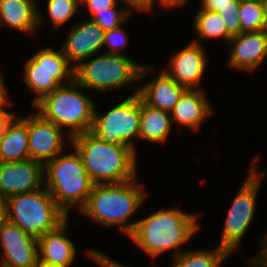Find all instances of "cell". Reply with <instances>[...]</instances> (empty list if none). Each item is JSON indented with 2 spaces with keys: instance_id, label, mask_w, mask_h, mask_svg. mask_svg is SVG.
I'll return each instance as SVG.
<instances>
[{
  "instance_id": "obj_35",
  "label": "cell",
  "mask_w": 267,
  "mask_h": 267,
  "mask_svg": "<svg viewBox=\"0 0 267 267\" xmlns=\"http://www.w3.org/2000/svg\"><path fill=\"white\" fill-rule=\"evenodd\" d=\"M160 5L162 4V6L164 7H178L183 5L187 0H157Z\"/></svg>"
},
{
  "instance_id": "obj_2",
  "label": "cell",
  "mask_w": 267,
  "mask_h": 267,
  "mask_svg": "<svg viewBox=\"0 0 267 267\" xmlns=\"http://www.w3.org/2000/svg\"><path fill=\"white\" fill-rule=\"evenodd\" d=\"M136 222L129 237L153 259L170 249L178 256L182 252L178 248L199 228L194 214L177 208H161Z\"/></svg>"
},
{
  "instance_id": "obj_40",
  "label": "cell",
  "mask_w": 267,
  "mask_h": 267,
  "mask_svg": "<svg viewBox=\"0 0 267 267\" xmlns=\"http://www.w3.org/2000/svg\"><path fill=\"white\" fill-rule=\"evenodd\" d=\"M4 219L3 201L0 200V222Z\"/></svg>"
},
{
  "instance_id": "obj_28",
  "label": "cell",
  "mask_w": 267,
  "mask_h": 267,
  "mask_svg": "<svg viewBox=\"0 0 267 267\" xmlns=\"http://www.w3.org/2000/svg\"><path fill=\"white\" fill-rule=\"evenodd\" d=\"M239 6L240 5H225L216 10L224 19L227 29V42H229L232 37L238 36L241 33Z\"/></svg>"
},
{
  "instance_id": "obj_33",
  "label": "cell",
  "mask_w": 267,
  "mask_h": 267,
  "mask_svg": "<svg viewBox=\"0 0 267 267\" xmlns=\"http://www.w3.org/2000/svg\"><path fill=\"white\" fill-rule=\"evenodd\" d=\"M124 4H129L130 7H126L130 13H133V9H139L138 11H150L153 7L152 4L155 0H120Z\"/></svg>"
},
{
  "instance_id": "obj_3",
  "label": "cell",
  "mask_w": 267,
  "mask_h": 267,
  "mask_svg": "<svg viewBox=\"0 0 267 267\" xmlns=\"http://www.w3.org/2000/svg\"><path fill=\"white\" fill-rule=\"evenodd\" d=\"M135 179L122 183L94 184L80 211L98 224L117 225L130 236L137 222L128 223L129 219L141 206L146 195Z\"/></svg>"
},
{
  "instance_id": "obj_41",
  "label": "cell",
  "mask_w": 267,
  "mask_h": 267,
  "mask_svg": "<svg viewBox=\"0 0 267 267\" xmlns=\"http://www.w3.org/2000/svg\"><path fill=\"white\" fill-rule=\"evenodd\" d=\"M6 86H5V84H4V82H3V79H2V77H1V75H0V88H5Z\"/></svg>"
},
{
  "instance_id": "obj_12",
  "label": "cell",
  "mask_w": 267,
  "mask_h": 267,
  "mask_svg": "<svg viewBox=\"0 0 267 267\" xmlns=\"http://www.w3.org/2000/svg\"><path fill=\"white\" fill-rule=\"evenodd\" d=\"M44 175V165L32 159L0 162V200L40 189Z\"/></svg>"
},
{
  "instance_id": "obj_25",
  "label": "cell",
  "mask_w": 267,
  "mask_h": 267,
  "mask_svg": "<svg viewBox=\"0 0 267 267\" xmlns=\"http://www.w3.org/2000/svg\"><path fill=\"white\" fill-rule=\"evenodd\" d=\"M194 27L202 39L223 37L227 41V29L222 16L211 10L201 9L194 19Z\"/></svg>"
},
{
  "instance_id": "obj_17",
  "label": "cell",
  "mask_w": 267,
  "mask_h": 267,
  "mask_svg": "<svg viewBox=\"0 0 267 267\" xmlns=\"http://www.w3.org/2000/svg\"><path fill=\"white\" fill-rule=\"evenodd\" d=\"M186 90L163 70L139 88L138 94L147 105L170 113Z\"/></svg>"
},
{
  "instance_id": "obj_30",
  "label": "cell",
  "mask_w": 267,
  "mask_h": 267,
  "mask_svg": "<svg viewBox=\"0 0 267 267\" xmlns=\"http://www.w3.org/2000/svg\"><path fill=\"white\" fill-rule=\"evenodd\" d=\"M118 0H80V3L87 5L90 10L91 18L98 12L108 11V8L114 7Z\"/></svg>"
},
{
  "instance_id": "obj_14",
  "label": "cell",
  "mask_w": 267,
  "mask_h": 267,
  "mask_svg": "<svg viewBox=\"0 0 267 267\" xmlns=\"http://www.w3.org/2000/svg\"><path fill=\"white\" fill-rule=\"evenodd\" d=\"M197 41H192L182 50L174 54L170 68L164 70L178 84L187 89H198L206 70L207 56ZM196 86V88H195Z\"/></svg>"
},
{
  "instance_id": "obj_5",
  "label": "cell",
  "mask_w": 267,
  "mask_h": 267,
  "mask_svg": "<svg viewBox=\"0 0 267 267\" xmlns=\"http://www.w3.org/2000/svg\"><path fill=\"white\" fill-rule=\"evenodd\" d=\"M57 155L44 165L46 188L56 204L69 215V208L82 209L94 186L79 153Z\"/></svg>"
},
{
  "instance_id": "obj_29",
  "label": "cell",
  "mask_w": 267,
  "mask_h": 267,
  "mask_svg": "<svg viewBox=\"0 0 267 267\" xmlns=\"http://www.w3.org/2000/svg\"><path fill=\"white\" fill-rule=\"evenodd\" d=\"M121 27L105 31L103 44L110 47L106 53L120 55L119 49L127 44L128 35Z\"/></svg>"
},
{
  "instance_id": "obj_8",
  "label": "cell",
  "mask_w": 267,
  "mask_h": 267,
  "mask_svg": "<svg viewBox=\"0 0 267 267\" xmlns=\"http://www.w3.org/2000/svg\"><path fill=\"white\" fill-rule=\"evenodd\" d=\"M74 70V65L68 61L61 48L58 51L51 47L40 49L29 58L22 77L27 87L36 93L33 104L59 87L72 83ZM64 82L68 84H62Z\"/></svg>"
},
{
  "instance_id": "obj_36",
  "label": "cell",
  "mask_w": 267,
  "mask_h": 267,
  "mask_svg": "<svg viewBox=\"0 0 267 267\" xmlns=\"http://www.w3.org/2000/svg\"><path fill=\"white\" fill-rule=\"evenodd\" d=\"M250 267H267V257L256 258L251 263H248Z\"/></svg>"
},
{
  "instance_id": "obj_20",
  "label": "cell",
  "mask_w": 267,
  "mask_h": 267,
  "mask_svg": "<svg viewBox=\"0 0 267 267\" xmlns=\"http://www.w3.org/2000/svg\"><path fill=\"white\" fill-rule=\"evenodd\" d=\"M35 0H0V23L33 33L41 24V15Z\"/></svg>"
},
{
  "instance_id": "obj_7",
  "label": "cell",
  "mask_w": 267,
  "mask_h": 267,
  "mask_svg": "<svg viewBox=\"0 0 267 267\" xmlns=\"http://www.w3.org/2000/svg\"><path fill=\"white\" fill-rule=\"evenodd\" d=\"M123 54L105 53L90 61L80 62L74 70V80L82 88L95 90L122 88L150 72Z\"/></svg>"
},
{
  "instance_id": "obj_19",
  "label": "cell",
  "mask_w": 267,
  "mask_h": 267,
  "mask_svg": "<svg viewBox=\"0 0 267 267\" xmlns=\"http://www.w3.org/2000/svg\"><path fill=\"white\" fill-rule=\"evenodd\" d=\"M66 220L57 229L47 232L38 238L39 260L52 264L71 266L76 248L65 235Z\"/></svg>"
},
{
  "instance_id": "obj_6",
  "label": "cell",
  "mask_w": 267,
  "mask_h": 267,
  "mask_svg": "<svg viewBox=\"0 0 267 267\" xmlns=\"http://www.w3.org/2000/svg\"><path fill=\"white\" fill-rule=\"evenodd\" d=\"M69 85L45 95L34 106L45 120L61 129L69 127L67 134L71 139L91 130L96 108L92 99L78 90L81 86L75 80Z\"/></svg>"
},
{
  "instance_id": "obj_26",
  "label": "cell",
  "mask_w": 267,
  "mask_h": 267,
  "mask_svg": "<svg viewBox=\"0 0 267 267\" xmlns=\"http://www.w3.org/2000/svg\"><path fill=\"white\" fill-rule=\"evenodd\" d=\"M79 4L80 0H48V13L54 28L67 22L78 11Z\"/></svg>"
},
{
  "instance_id": "obj_9",
  "label": "cell",
  "mask_w": 267,
  "mask_h": 267,
  "mask_svg": "<svg viewBox=\"0 0 267 267\" xmlns=\"http://www.w3.org/2000/svg\"><path fill=\"white\" fill-rule=\"evenodd\" d=\"M141 98L137 91L111 108L105 115L94 111L90 132L105 144L128 145L135 150L139 138Z\"/></svg>"
},
{
  "instance_id": "obj_16",
  "label": "cell",
  "mask_w": 267,
  "mask_h": 267,
  "mask_svg": "<svg viewBox=\"0 0 267 267\" xmlns=\"http://www.w3.org/2000/svg\"><path fill=\"white\" fill-rule=\"evenodd\" d=\"M233 46L229 65L244 71H253L267 57V30L242 32L229 40Z\"/></svg>"
},
{
  "instance_id": "obj_21",
  "label": "cell",
  "mask_w": 267,
  "mask_h": 267,
  "mask_svg": "<svg viewBox=\"0 0 267 267\" xmlns=\"http://www.w3.org/2000/svg\"><path fill=\"white\" fill-rule=\"evenodd\" d=\"M29 159L27 117H15L0 139V162H16Z\"/></svg>"
},
{
  "instance_id": "obj_11",
  "label": "cell",
  "mask_w": 267,
  "mask_h": 267,
  "mask_svg": "<svg viewBox=\"0 0 267 267\" xmlns=\"http://www.w3.org/2000/svg\"><path fill=\"white\" fill-rule=\"evenodd\" d=\"M1 267H35L39 259L38 239L5 218L0 222Z\"/></svg>"
},
{
  "instance_id": "obj_1",
  "label": "cell",
  "mask_w": 267,
  "mask_h": 267,
  "mask_svg": "<svg viewBox=\"0 0 267 267\" xmlns=\"http://www.w3.org/2000/svg\"><path fill=\"white\" fill-rule=\"evenodd\" d=\"M94 184L122 183L136 178V150L128 145L105 144L92 132L70 139Z\"/></svg>"
},
{
  "instance_id": "obj_13",
  "label": "cell",
  "mask_w": 267,
  "mask_h": 267,
  "mask_svg": "<svg viewBox=\"0 0 267 267\" xmlns=\"http://www.w3.org/2000/svg\"><path fill=\"white\" fill-rule=\"evenodd\" d=\"M61 130L39 113L28 116L29 159L45 165L57 155L63 154L64 135Z\"/></svg>"
},
{
  "instance_id": "obj_15",
  "label": "cell",
  "mask_w": 267,
  "mask_h": 267,
  "mask_svg": "<svg viewBox=\"0 0 267 267\" xmlns=\"http://www.w3.org/2000/svg\"><path fill=\"white\" fill-rule=\"evenodd\" d=\"M69 33L61 49L74 67L104 46L105 31L91 19L77 23Z\"/></svg>"
},
{
  "instance_id": "obj_31",
  "label": "cell",
  "mask_w": 267,
  "mask_h": 267,
  "mask_svg": "<svg viewBox=\"0 0 267 267\" xmlns=\"http://www.w3.org/2000/svg\"><path fill=\"white\" fill-rule=\"evenodd\" d=\"M86 254L102 267H129L119 264L118 262L107 257V255L96 250H88Z\"/></svg>"
},
{
  "instance_id": "obj_38",
  "label": "cell",
  "mask_w": 267,
  "mask_h": 267,
  "mask_svg": "<svg viewBox=\"0 0 267 267\" xmlns=\"http://www.w3.org/2000/svg\"><path fill=\"white\" fill-rule=\"evenodd\" d=\"M7 88H0V107L3 106L8 100Z\"/></svg>"
},
{
  "instance_id": "obj_18",
  "label": "cell",
  "mask_w": 267,
  "mask_h": 267,
  "mask_svg": "<svg viewBox=\"0 0 267 267\" xmlns=\"http://www.w3.org/2000/svg\"><path fill=\"white\" fill-rule=\"evenodd\" d=\"M204 91L187 89L170 112L171 121L197 131L203 120L212 112Z\"/></svg>"
},
{
  "instance_id": "obj_10",
  "label": "cell",
  "mask_w": 267,
  "mask_h": 267,
  "mask_svg": "<svg viewBox=\"0 0 267 267\" xmlns=\"http://www.w3.org/2000/svg\"><path fill=\"white\" fill-rule=\"evenodd\" d=\"M259 157L254 158L250 173L235 197L226 216L219 246L230 254L237 248L255 214L257 191L265 172L257 170ZM255 163V164H254Z\"/></svg>"
},
{
  "instance_id": "obj_24",
  "label": "cell",
  "mask_w": 267,
  "mask_h": 267,
  "mask_svg": "<svg viewBox=\"0 0 267 267\" xmlns=\"http://www.w3.org/2000/svg\"><path fill=\"white\" fill-rule=\"evenodd\" d=\"M230 253L223 247L214 250L183 251L174 257L172 267H220Z\"/></svg>"
},
{
  "instance_id": "obj_27",
  "label": "cell",
  "mask_w": 267,
  "mask_h": 267,
  "mask_svg": "<svg viewBox=\"0 0 267 267\" xmlns=\"http://www.w3.org/2000/svg\"><path fill=\"white\" fill-rule=\"evenodd\" d=\"M117 6L108 8V11L98 12L92 17V21L97 23L104 31L112 30L122 26L129 19L131 13L127 8L115 9Z\"/></svg>"
},
{
  "instance_id": "obj_37",
  "label": "cell",
  "mask_w": 267,
  "mask_h": 267,
  "mask_svg": "<svg viewBox=\"0 0 267 267\" xmlns=\"http://www.w3.org/2000/svg\"><path fill=\"white\" fill-rule=\"evenodd\" d=\"M264 236L265 237H263V243H261L262 244V250H261V253L258 255V258H265V257H267V234L265 235L264 234Z\"/></svg>"
},
{
  "instance_id": "obj_22",
  "label": "cell",
  "mask_w": 267,
  "mask_h": 267,
  "mask_svg": "<svg viewBox=\"0 0 267 267\" xmlns=\"http://www.w3.org/2000/svg\"><path fill=\"white\" fill-rule=\"evenodd\" d=\"M169 112L153 108L141 99L139 138L150 142L163 143L171 130Z\"/></svg>"
},
{
  "instance_id": "obj_39",
  "label": "cell",
  "mask_w": 267,
  "mask_h": 267,
  "mask_svg": "<svg viewBox=\"0 0 267 267\" xmlns=\"http://www.w3.org/2000/svg\"><path fill=\"white\" fill-rule=\"evenodd\" d=\"M35 267H69V266L47 263L45 261H41V260L38 259L37 264L35 265Z\"/></svg>"
},
{
  "instance_id": "obj_32",
  "label": "cell",
  "mask_w": 267,
  "mask_h": 267,
  "mask_svg": "<svg viewBox=\"0 0 267 267\" xmlns=\"http://www.w3.org/2000/svg\"><path fill=\"white\" fill-rule=\"evenodd\" d=\"M8 103L9 102L7 101L3 106L0 107V139L4 136L9 124L15 118L14 113H10L5 109V106L9 105Z\"/></svg>"
},
{
  "instance_id": "obj_4",
  "label": "cell",
  "mask_w": 267,
  "mask_h": 267,
  "mask_svg": "<svg viewBox=\"0 0 267 267\" xmlns=\"http://www.w3.org/2000/svg\"><path fill=\"white\" fill-rule=\"evenodd\" d=\"M3 209L7 221L37 239L68 220V215L44 187L6 198L3 201Z\"/></svg>"
},
{
  "instance_id": "obj_34",
  "label": "cell",
  "mask_w": 267,
  "mask_h": 267,
  "mask_svg": "<svg viewBox=\"0 0 267 267\" xmlns=\"http://www.w3.org/2000/svg\"><path fill=\"white\" fill-rule=\"evenodd\" d=\"M225 5H240L239 0H202V9L216 11Z\"/></svg>"
},
{
  "instance_id": "obj_23",
  "label": "cell",
  "mask_w": 267,
  "mask_h": 267,
  "mask_svg": "<svg viewBox=\"0 0 267 267\" xmlns=\"http://www.w3.org/2000/svg\"><path fill=\"white\" fill-rule=\"evenodd\" d=\"M242 32L267 30V0H242L239 6Z\"/></svg>"
}]
</instances>
